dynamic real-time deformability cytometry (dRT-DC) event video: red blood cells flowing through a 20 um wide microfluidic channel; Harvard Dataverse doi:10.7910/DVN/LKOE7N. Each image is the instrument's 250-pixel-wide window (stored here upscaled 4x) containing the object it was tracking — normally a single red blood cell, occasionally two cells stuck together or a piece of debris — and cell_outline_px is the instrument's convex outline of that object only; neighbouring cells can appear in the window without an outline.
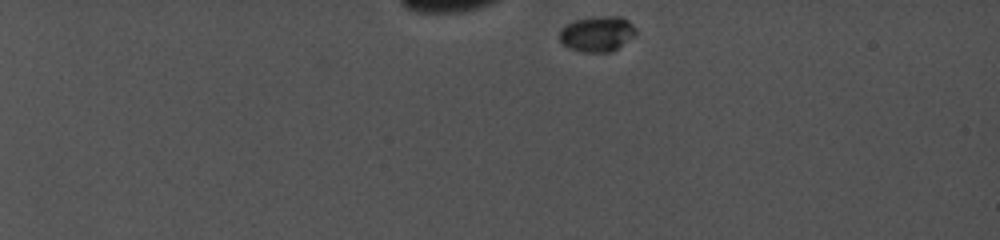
{"species": "common noctule bat (a hibernating species)", "species_latin": "Nyctalus noctula", "temperature_condition": "cold", "stored_images_in_passage": 36, "camera_frame_rate_fps": 5000, "um_per_image_px": 0.085, "animal": {"sex": "female", "body_mass_g": 19.0, "forearm_length_mm": 56.7}, "frame": {"image": 1, "passage_image": 1, "time_ms": 0.0, "image_size_px": [1000, 240], "cell_outline_px": [[636, 32], [632, 36], [612, 52], [580, 52], [568, 48], [560, 40], [560, 28], [576, 20], [592, 16], [620, 16], [628, 20], [636, 28]], "centroid_in_image_um": [50.74, 2.87], "position_along_channel_um": 34.3, "area_um2": 15.72}}
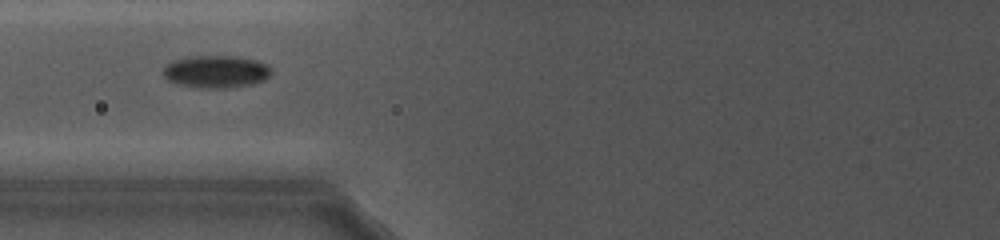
{"frame": {"image": 2, "passage_image": 15, "time_ms": 5.8, "image_size_px": [1000, 240], "cell_outline_px": [[272, 72], [264, 80], [252, 84], [212, 88], [180, 84], [168, 80], [160, 72], [164, 64], [172, 60], [188, 56], [232, 56], [256, 60], [268, 64], [272, 68]], "centroid_in_image_um": [18.33, 6.05], "position_along_channel_um": 107.5, "area_um2": 20.35}}
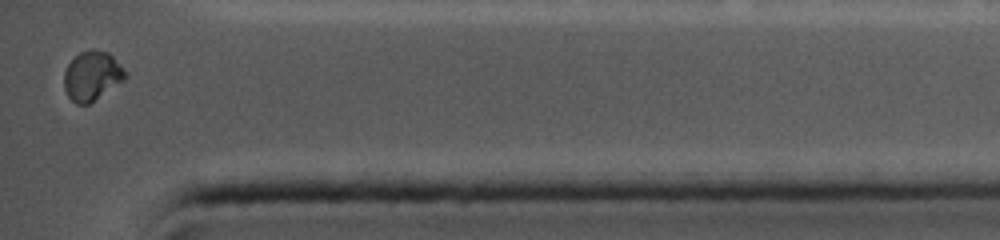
{"frame": {"image": 3, "passage_image": 36, "time_ms": 14.0, "image_size_px": [1000, 240], "cell_outline_px": [[128, 76], [124, 80], [88, 104], [76, 104], [68, 96], [64, 88], [64, 72], [68, 64], [80, 52], [92, 48], [108, 52], [128, 72]], "centroid_in_image_um": [7.83, 6.43], "position_along_channel_um": 427.4, "area_um2": 17.57}, "authors_computed_cell_mechanics": {"area_um2": 17.6868, "velocity_mm_per_s": 3.9082, "shape_relaxation_time_tau1_ms": 3.8047, "shape_relaxation_time_tau2_ms": 1.3951, "deformation_change_tau1": 0.1255, "deformation_change_tau2": 0.0348}}